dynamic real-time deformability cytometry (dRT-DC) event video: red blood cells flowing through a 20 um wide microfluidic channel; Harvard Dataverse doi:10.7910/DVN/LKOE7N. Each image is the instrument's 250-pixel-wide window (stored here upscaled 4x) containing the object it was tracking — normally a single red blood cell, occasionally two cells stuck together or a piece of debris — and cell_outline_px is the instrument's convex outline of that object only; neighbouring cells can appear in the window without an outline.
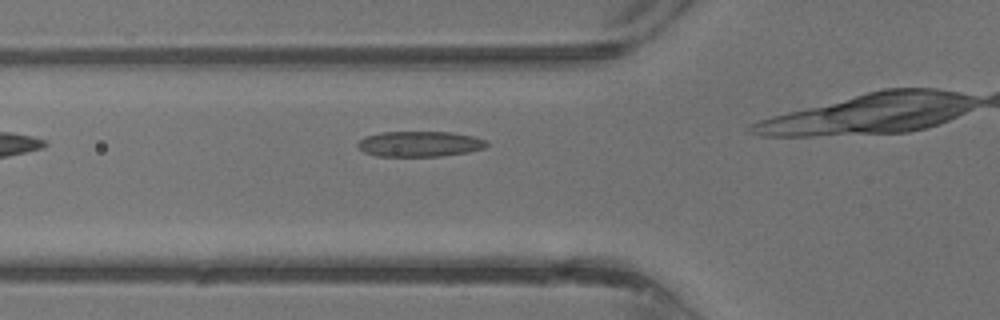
{"species": "common noctule bat (a hibernating species)", "species_latin": "Nyctalus noctula", "temperature_condition": "warm", "stored_images_in_passage": 21, "camera_frame_rate_fps": 3000, "um_per_image_px": 0.085, "animal": {"sex": "male", "body_mass_g": 13.3}, "frame": {"image": 1, "passage_image": 4, "time_ms": 1.0, "image_size_px": [1000, 320], "cell_outline_px": [[488, 144], [484, 148], [468, 152], [440, 156], [376, 156], [364, 152], [356, 144], [364, 136], [384, 132], [452, 132], [472, 136], [488, 140]], "centroid_in_image_um": [35.68, 12.23], "position_along_channel_um": 90.1, "area_um2": 19.13}}
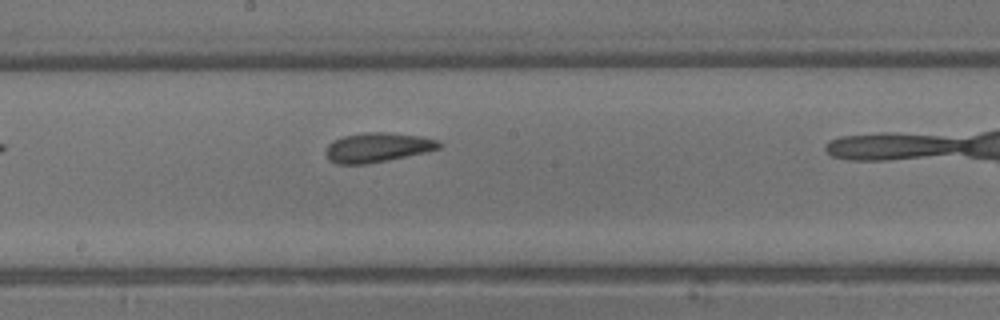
{"frame": {"image": 2, "passage_image": 11, "time_ms": 3.333, "image_size_px": [1000, 320], "cell_outline_px": [[444, 144], [440, 148], [424, 152], [388, 160], [368, 164], [336, 164], [328, 160], [324, 152], [328, 144], [332, 140], [344, 136], [368, 132], [384, 132], [424, 136], [440, 140]], "centroid_in_image_um": [32.09, 12.53], "position_along_channel_um": 216.1, "area_um2": 19.71}}
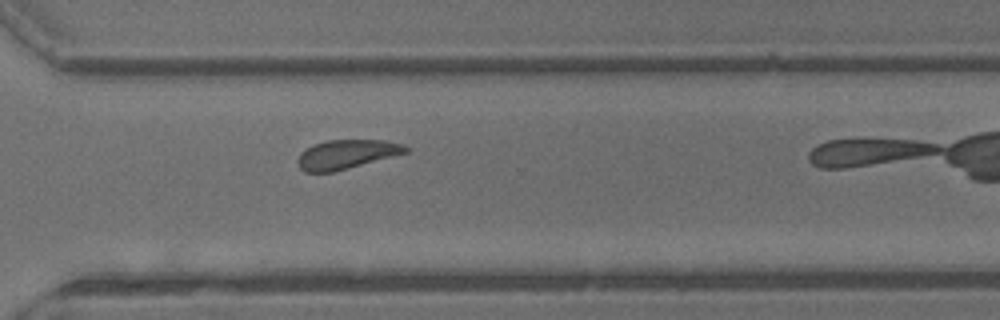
{"frame": {"image": 3, "passage_image": 18, "time_ms": 5.667, "image_size_px": [1000, 320], "cell_outline_px": [[408, 152], [348, 168], [332, 172], [304, 172], [296, 164], [296, 160], [300, 152], [304, 148], [328, 140], [384, 140], [404, 144], [408, 148]], "centroid_in_image_um": [29.41, 13.11], "position_along_channel_um": 341.2, "area_um2": 18.32}}